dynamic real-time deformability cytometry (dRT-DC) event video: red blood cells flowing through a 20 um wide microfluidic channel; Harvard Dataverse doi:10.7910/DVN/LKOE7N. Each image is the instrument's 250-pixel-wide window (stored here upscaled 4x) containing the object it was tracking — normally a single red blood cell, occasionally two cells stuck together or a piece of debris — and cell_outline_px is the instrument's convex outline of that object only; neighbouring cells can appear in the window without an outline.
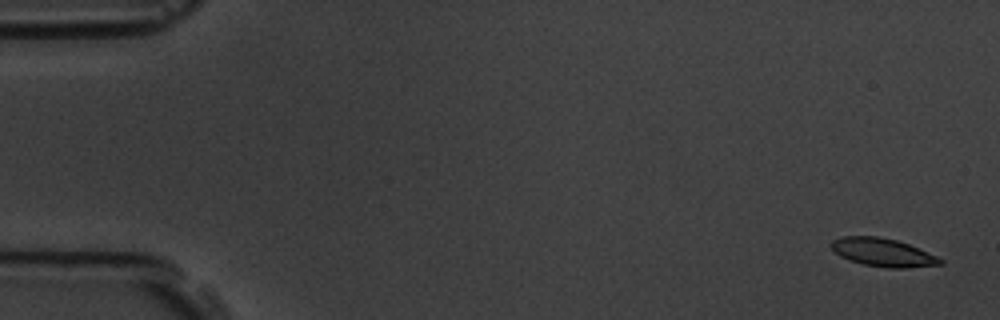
{"species": "common noctule bat (a hibernating species)", "species_latin": "Nyctalus noctula", "temperature_condition": "room temperature", "stored_images_in_passage": 4, "camera_frame_rate_fps": 3000, "um_per_image_px": 0.085, "animal": {"sex": "male", "body_mass_g": 19.5, "forearm_length_mm": 54.6}, "frame": {"image": 1, "passage_image": 1, "time_ms": 0.0, "image_size_px": [1000, 320], "cell_outline_px": [[944, 264], [904, 268], [888, 268], [864, 264], [840, 256], [832, 248], [832, 240], [844, 236], [880, 236], [896, 240], [908, 244], [936, 256], [944, 260]], "centroid_in_image_um": [75.07, 21.45], "position_along_channel_um": 9.9, "area_um2": 17.63}}